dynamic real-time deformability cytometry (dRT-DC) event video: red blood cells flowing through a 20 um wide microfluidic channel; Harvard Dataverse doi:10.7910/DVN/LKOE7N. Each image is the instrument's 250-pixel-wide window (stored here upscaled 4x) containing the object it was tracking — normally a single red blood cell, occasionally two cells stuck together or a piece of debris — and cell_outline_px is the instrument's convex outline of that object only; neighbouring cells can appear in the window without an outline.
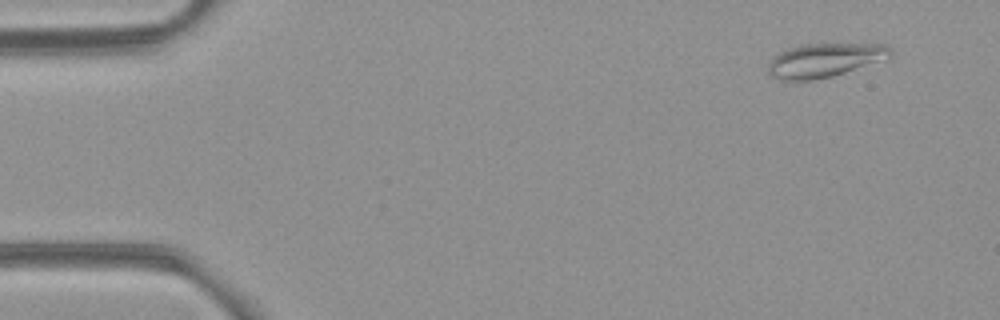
{"species": "common noctule bat (a hibernating species)", "species_latin": "Nyctalus noctula", "temperature_condition": "room temperature", "stored_images_in_passage": 54, "camera_frame_rate_fps": 3000, "um_per_image_px": 0.085, "animal": {"sex": "female", "body_mass_g": 21.9}, "frame": {"image": 1, "passage_image": 4, "time_ms": 1.0, "image_size_px": [1000, 320], "cell_outline_px": [[892, 56], [832, 76], [812, 80], [776, 80], [768, 72], [768, 64], [784, 48], [800, 44], [884, 44], [892, 52]], "centroid_in_image_um": [70.02, 5.11], "position_along_channel_um": 15.0, "area_um2": 23.81}}
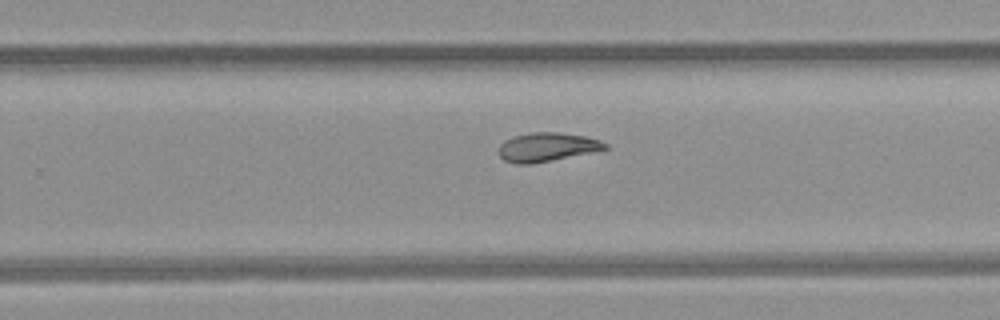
{"frame": {"image": 2, "passage_image": 34, "time_ms": 11.0, "image_size_px": [1000, 320], "cell_outline_px": [[608, 148], [592, 152], [532, 164], [516, 164], [504, 160], [496, 152], [500, 144], [504, 140], [512, 136], [532, 132], [560, 132], [584, 136], [600, 140], [608, 144]], "centroid_in_image_um": [46.45, 12.5], "position_along_channel_um": 283.4, "area_um2": 18.03}}
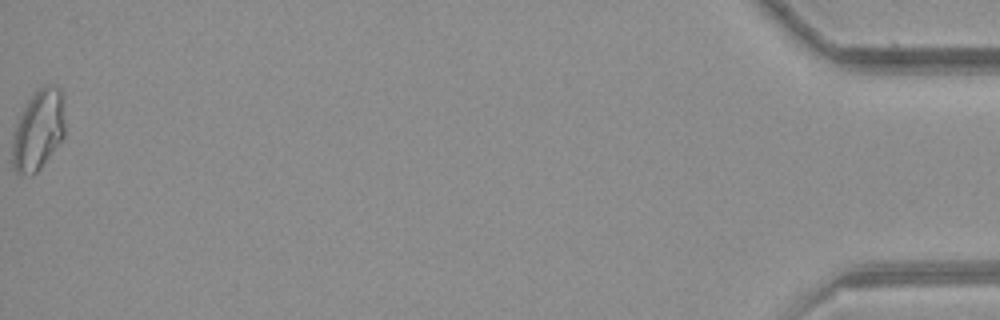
{"frame": {"image": 3, "passage_image": 54, "time_ms": 17.667, "image_size_px": [1000, 320], "cell_outline_px": [[64, 136], [40, 168], [36, 172], [28, 176], [20, 176], [12, 168], [12, 136], [16, 124], [28, 100], [44, 84], [56, 84], [60, 88], [64, 96]], "centroid_in_image_um": [3.25, 11.05], "position_along_channel_um": 431.9, "area_um2": 24.91}, "authors_computed_cell_mechanics": {"area_um2": 20.2589, "velocity_mm_per_s": 3.8614, "shape_relaxation_time_tau1_ms": null, "shape_relaxation_time_tau2_ms": 3.7013, "deformation_change_tau1": null, "deformation_change_tau2": 0.0763}}